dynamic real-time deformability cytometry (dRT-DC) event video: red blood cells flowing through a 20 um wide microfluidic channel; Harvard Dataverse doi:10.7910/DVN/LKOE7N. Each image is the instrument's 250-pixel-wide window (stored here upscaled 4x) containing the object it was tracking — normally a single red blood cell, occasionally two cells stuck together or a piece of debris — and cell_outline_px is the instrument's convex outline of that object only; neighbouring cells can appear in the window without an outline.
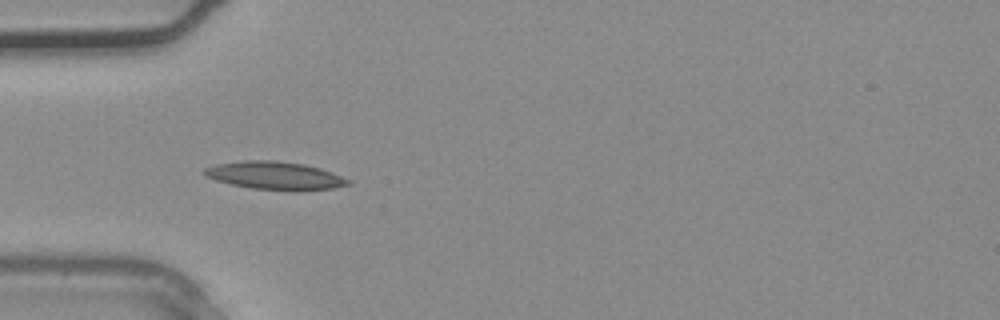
{"species": "common noctule bat (a hibernating species)", "species_latin": "Nyctalus noctula", "temperature_condition": "warm", "stored_images_in_passage": 38, "camera_frame_rate_fps": 3000, "um_per_image_px": 0.085, "animal": {"sex": "male", "body_mass_g": 20.4}, "frame": {"image": 1, "passage_image": 12, "time_ms": 3.667, "image_size_px": [1000, 320], "cell_outline_px": [[352, 184], [332, 188], [300, 192], [252, 188], [232, 184], [216, 180], [204, 176], [204, 168], [216, 164], [244, 160], [276, 160], [304, 164], [320, 168], [352, 180]], "centroid_in_image_um": [23.41, 14.93], "position_along_channel_um": 61.6, "area_um2": 23.7}}